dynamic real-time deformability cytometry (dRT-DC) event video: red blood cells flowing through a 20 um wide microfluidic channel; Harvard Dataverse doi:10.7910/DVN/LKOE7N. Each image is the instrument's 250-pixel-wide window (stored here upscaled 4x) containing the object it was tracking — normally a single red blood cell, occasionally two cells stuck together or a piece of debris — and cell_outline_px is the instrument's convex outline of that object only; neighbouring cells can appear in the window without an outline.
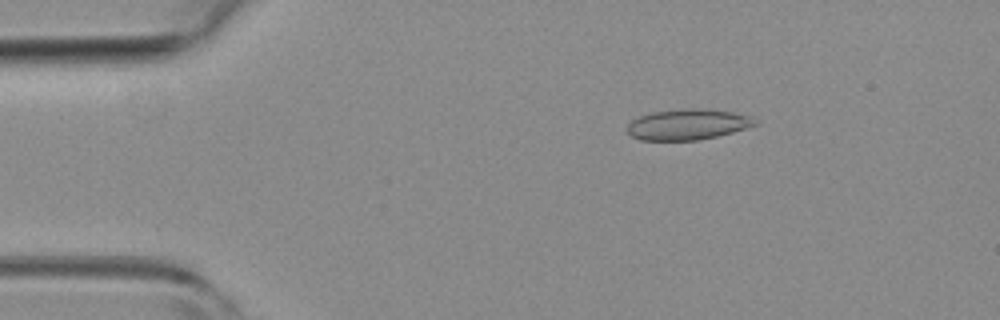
{"species": "common noctule bat (a hibernating species)", "species_latin": "Nyctalus noctula", "temperature_condition": "room temperature", "stored_images_in_passage": 51, "camera_frame_rate_fps": 3000, "um_per_image_px": 0.085, "animal": {"sex": "female", "body_mass_g": 19.3, "forearm_length_mm": 54.1}, "frame": {"image": 1, "passage_image": 8, "time_ms": 2.333, "image_size_px": [1000, 320], "cell_outline_px": [[760, 124], [732, 132], [716, 136], [696, 140], [640, 140], [632, 136], [628, 132], [628, 124], [632, 120], [640, 116], [652, 112], [684, 108], [692, 108], [732, 112], [748, 116]], "centroid_in_image_um": [58.43, 10.58], "position_along_channel_um": 26.6, "area_um2": 22.54}}
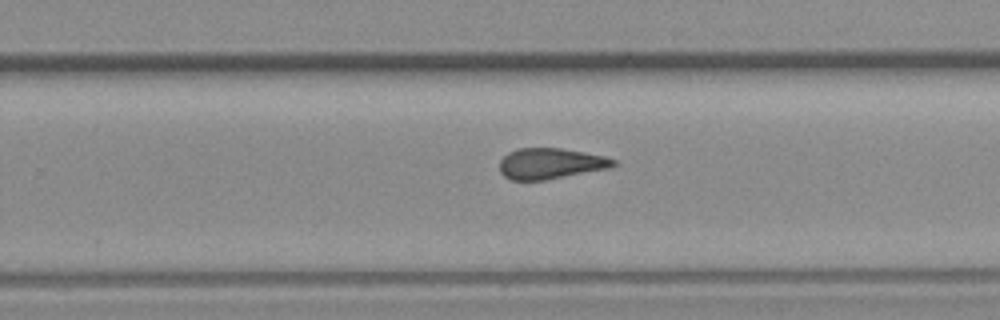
{"frame": {"image": 2, "passage_image": 32, "time_ms": 10.333, "image_size_px": [1000, 320], "cell_outline_px": [[616, 164], [612, 168], [544, 180], [512, 180], [504, 176], [500, 172], [500, 160], [508, 152], [516, 148], [560, 148], [584, 152], [604, 156], [616, 160]], "centroid_in_image_um": [46.8, 13.9], "position_along_channel_um": 283.0, "area_um2": 20.52}}
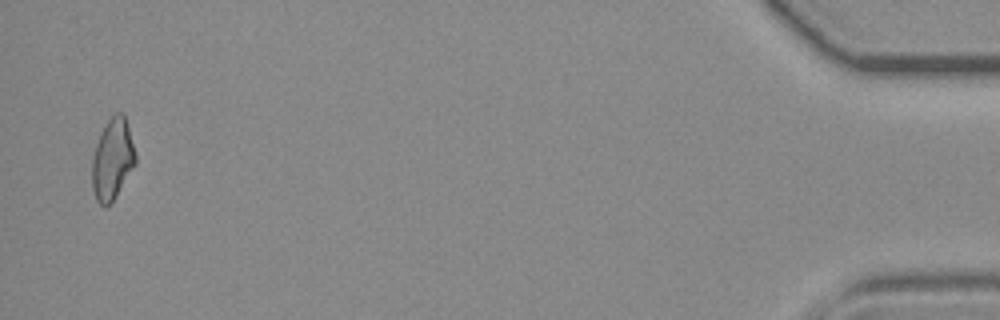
{"frame": {"image": 3, "passage_image": 50, "time_ms": 16.333, "image_size_px": [1000, 320], "cell_outline_px": [[136, 164], [112, 200], [104, 208], [96, 200], [92, 188], [92, 156], [100, 132], [108, 120], [116, 112], [124, 112], [136, 152]], "centroid_in_image_um": [9.56, 13.5], "position_along_channel_um": 425.6, "area_um2": 20.52}, "authors_computed_cell_mechanics": {"area_um2": 21.1548, "velocity_mm_per_s": 3.9578, "shape_relaxation_time_tau1_ms": null, "shape_relaxation_time_tau2_ms": 3.0986, "deformation_change_tau1": null, "deformation_change_tau2": 0.1163}}